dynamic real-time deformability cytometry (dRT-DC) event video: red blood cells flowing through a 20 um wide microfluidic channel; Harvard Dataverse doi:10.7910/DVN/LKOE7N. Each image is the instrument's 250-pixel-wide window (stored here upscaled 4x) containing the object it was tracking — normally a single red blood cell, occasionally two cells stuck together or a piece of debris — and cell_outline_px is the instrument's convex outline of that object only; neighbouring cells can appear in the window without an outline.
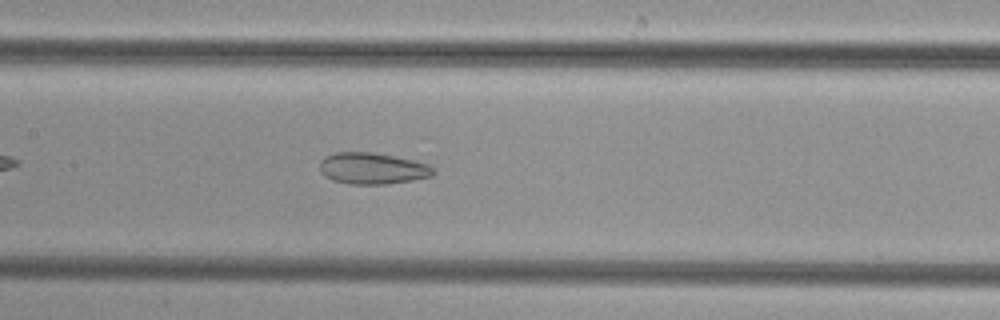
{"species": "common noctule bat (a hibernating species)", "species_latin": "Nyctalus noctula", "temperature_condition": "cold", "stored_images_in_passage": 38, "camera_frame_rate_fps": 3000, "um_per_image_px": 0.085, "animal": {"sex": "female", "body_mass_g": 29.2, "forearm_length_mm": 56.3}, "frame": {"image": 1, "passage_image": 12, "time_ms": 3.667, "image_size_px": [1000, 320], "cell_outline_px": [[436, 172], [432, 176], [412, 180], [388, 184], [348, 184], [332, 180], [324, 176], [320, 172], [320, 160], [324, 156], [336, 152], [372, 152], [412, 160], [428, 164]], "centroid_in_image_um": [31.62, 14.32], "position_along_channel_um": 175.8, "area_um2": 20.87}}
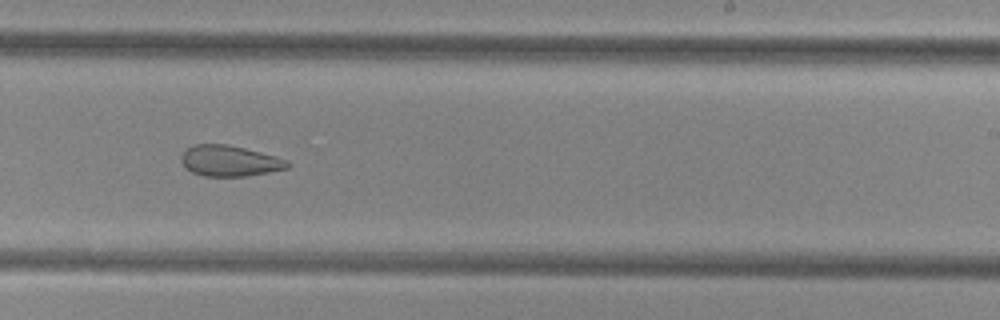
{"frame": {"image": 2, "passage_image": 19, "time_ms": 6.0, "image_size_px": [1000, 320], "cell_outline_px": [[292, 164], [288, 168], [268, 172], [244, 176], [204, 176], [192, 172], [184, 168], [180, 160], [180, 156], [184, 148], [192, 144], [228, 144], [276, 156], [288, 160]], "centroid_in_image_um": [19.47, 13.66], "position_along_channel_um": 269.5, "area_um2": 19.36}}
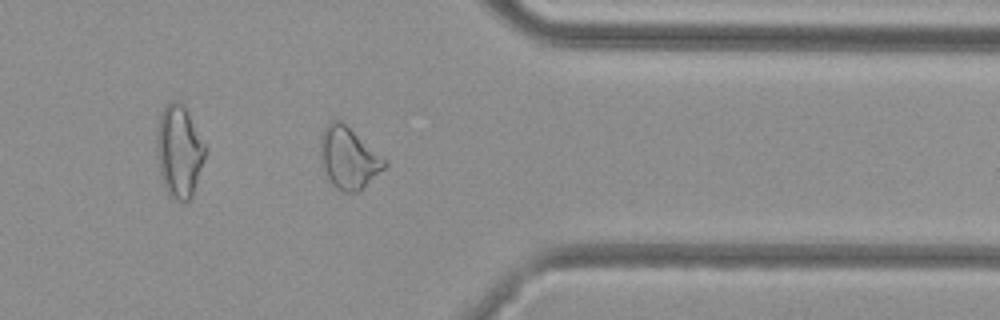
{"frame": {"image": 3, "passage_image": 28, "time_ms": 9.0, "image_size_px": [1000, 320], "cell_outline_px": [[388, 164], [384, 168], [356, 192], [344, 192], [336, 188], [332, 184], [324, 168], [320, 148], [320, 136], [324, 128], [332, 120], [340, 120], [388, 160]], "centroid_in_image_um": [29.64, 13.4], "position_along_channel_um": 381.8, "area_um2": 22.48}}